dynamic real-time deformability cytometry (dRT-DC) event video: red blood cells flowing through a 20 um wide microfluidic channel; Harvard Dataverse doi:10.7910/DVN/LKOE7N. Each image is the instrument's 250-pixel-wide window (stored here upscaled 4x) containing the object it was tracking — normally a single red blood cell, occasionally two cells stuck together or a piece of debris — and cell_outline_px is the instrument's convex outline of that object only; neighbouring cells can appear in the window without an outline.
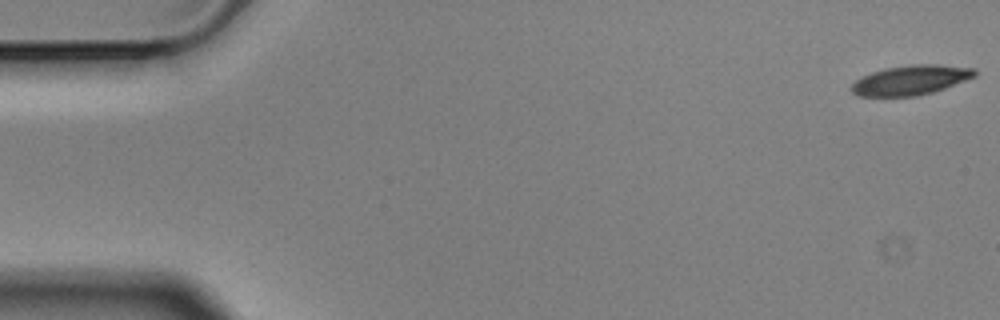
{"species": "Egyptian fruit bat (a non-hibernating species)", "species_latin": "Rousettus aegyptiacus", "temperature_condition": "cold", "stored_images_in_passage": 4, "camera_frame_rate_fps": 3000, "um_per_image_px": 0.085, "animal": {"sex": "male"}, "frame": {"image": 1, "passage_image": 1, "time_ms": 0.0, "image_size_px": [1000, 320], "cell_outline_px": [[976, 76], [944, 88], [932, 92], [916, 96], [860, 96], [852, 92], [852, 84], [856, 80], [872, 72], [884, 68], [912, 64], [936, 64], [976, 68]], "centroid_in_image_um": [77.43, 6.8], "position_along_channel_um": 7.6, "area_um2": 21.15}}